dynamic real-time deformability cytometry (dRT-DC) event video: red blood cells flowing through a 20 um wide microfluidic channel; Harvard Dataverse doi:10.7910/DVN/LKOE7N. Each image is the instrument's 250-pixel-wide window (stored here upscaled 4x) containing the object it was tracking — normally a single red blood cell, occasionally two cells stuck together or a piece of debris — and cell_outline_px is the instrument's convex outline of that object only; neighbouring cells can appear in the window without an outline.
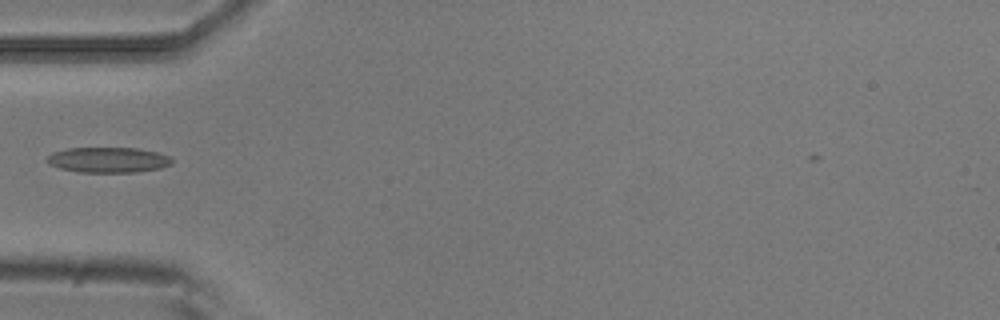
{"species": "common noctule bat (a hibernating species)", "species_latin": "Nyctalus noctula", "temperature_condition": "room temperature", "stored_images_in_passage": 2, "camera_frame_rate_fps": 3000, "um_per_image_px": 0.085, "animal": {"sex": "male", "body_mass_g": 20.5, "forearm_length_mm": 52.5}, "frame": {"image": 1, "passage_image": 1, "time_ms": 0.0, "image_size_px": [1000, 320], "cell_outline_px": [[172, 164], [160, 168], [136, 172], [80, 172], [60, 168], [48, 164], [48, 156], [52, 152], [68, 148], [136, 148], [160, 152], [168, 156], [172, 160]], "centroid_in_image_um": [9.21, 13.59], "position_along_channel_um": 75.8, "area_um2": 18.44}}
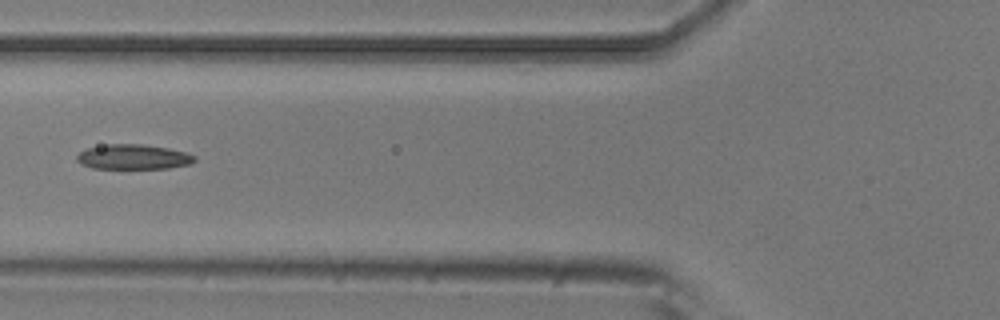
{"frame": {"image": 2, "passage_image": 2, "time_ms": 0.333, "image_size_px": [1000, 320], "cell_outline_px": [[196, 160], [188, 164], [168, 168], [92, 168], [80, 164], [76, 160], [76, 156], [80, 152], [88, 148], [108, 144], [140, 144], [168, 148], [188, 152], [196, 156]], "centroid_in_image_um": [11.33, 13.33], "position_along_channel_um": 114.5, "area_um2": 17.05}}